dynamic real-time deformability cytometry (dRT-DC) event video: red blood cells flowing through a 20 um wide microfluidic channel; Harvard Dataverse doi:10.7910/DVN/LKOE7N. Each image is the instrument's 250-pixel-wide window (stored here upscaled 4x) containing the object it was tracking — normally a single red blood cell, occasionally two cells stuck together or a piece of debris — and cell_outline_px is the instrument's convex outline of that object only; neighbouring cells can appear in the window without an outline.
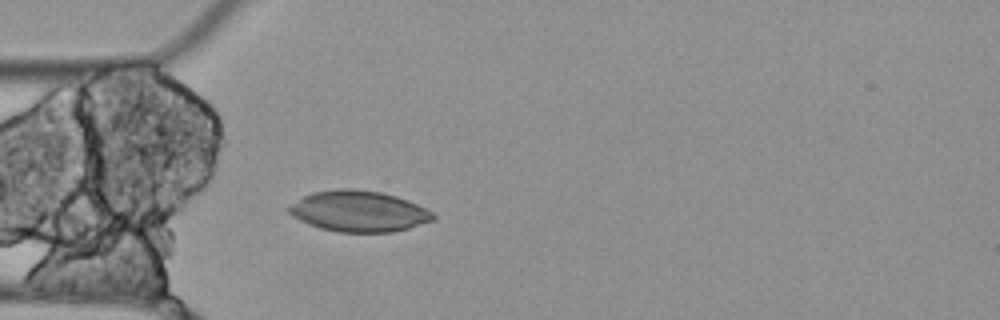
{"species": "Egyptian fruit bat (a non-hibernating species)", "species_latin": "Rousettus aegyptiacus", "temperature_condition": "cold", "stored_images_in_passage": 5, "camera_frame_rate_fps": 3000, "um_per_image_px": 0.085, "animal": {"sex": "female"}, "frame": {"image": 1, "passage_image": 5, "time_ms": 1.333, "image_size_px": [1000, 320], "cell_outline_px": [[436, 216], [432, 220], [408, 228], [392, 232], [336, 232], [320, 228], [308, 224], [292, 216], [284, 208], [304, 196], [312, 192], [340, 188], [352, 188], [380, 192], [396, 196], [408, 200], [432, 212]], "centroid_in_image_um": [30.44, 17.95], "position_along_channel_um": 54.6, "area_um2": 34.39}}